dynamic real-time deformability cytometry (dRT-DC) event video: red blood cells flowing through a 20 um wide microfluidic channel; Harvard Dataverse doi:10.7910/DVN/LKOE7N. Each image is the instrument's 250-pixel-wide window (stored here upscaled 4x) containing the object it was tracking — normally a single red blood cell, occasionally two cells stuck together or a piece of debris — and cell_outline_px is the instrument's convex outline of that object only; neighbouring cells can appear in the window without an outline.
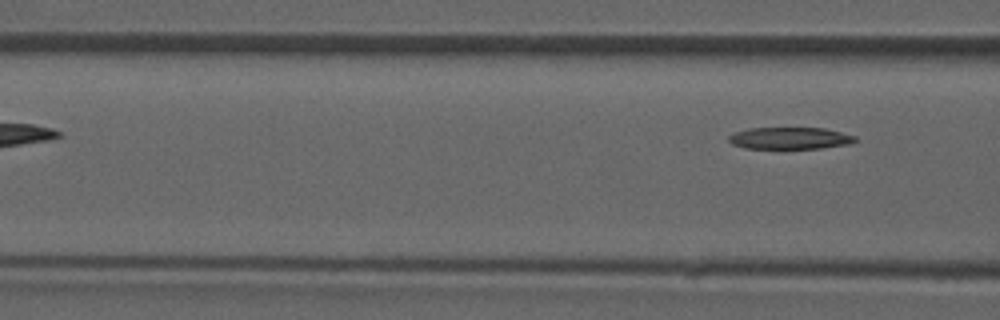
{"species": "common noctule bat (a hibernating species)", "species_latin": "Nyctalus noctula", "temperature_condition": "room temperature", "stored_images_in_passage": 5, "camera_frame_rate_fps": 3000, "um_per_image_px": 0.085, "animal": {"sex": "male", "forearm_length_mm": 52.5}, "frame": {"image": 1, "passage_image": 5, "time_ms": 4.667, "image_size_px": [1000, 320], "cell_outline_px": [[860, 140], [852, 144], [820, 148], [744, 148], [732, 144], [728, 140], [728, 136], [736, 132], [752, 128], [824, 128], [856, 136]], "centroid_in_image_um": [67.2, 11.75], "position_along_channel_um": 99.4, "area_um2": 16.13}}